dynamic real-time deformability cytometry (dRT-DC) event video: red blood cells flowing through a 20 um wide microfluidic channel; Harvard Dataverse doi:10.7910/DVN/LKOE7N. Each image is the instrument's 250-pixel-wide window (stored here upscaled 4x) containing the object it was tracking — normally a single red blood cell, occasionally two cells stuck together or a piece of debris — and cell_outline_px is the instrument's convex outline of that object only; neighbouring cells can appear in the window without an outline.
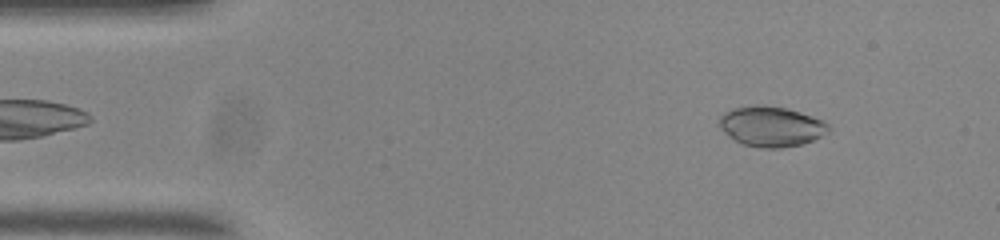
{"species": "common noctule bat (a hibernating species)", "species_latin": "Nyctalus noctula", "temperature_condition": "room temperature", "stored_images_in_passage": 54, "camera_frame_rate_fps": 3000, "um_per_image_px": 0.085, "animal": {"sex": "male", "body_mass_g": 20.0, "forearm_length_mm": 53.3}, "frame": {"image": 1, "passage_image": 6, "time_ms": 1.667, "image_size_px": [1000, 240], "cell_outline_px": [[824, 124], [816, 136], [800, 144], [748, 144], [732, 136], [724, 128], [724, 116], [728, 112], [740, 108], [780, 108], [796, 112], [808, 116]], "centroid_in_image_um": [65.52, 10.72], "position_along_channel_um": 19.5, "area_um2": 21.1}}
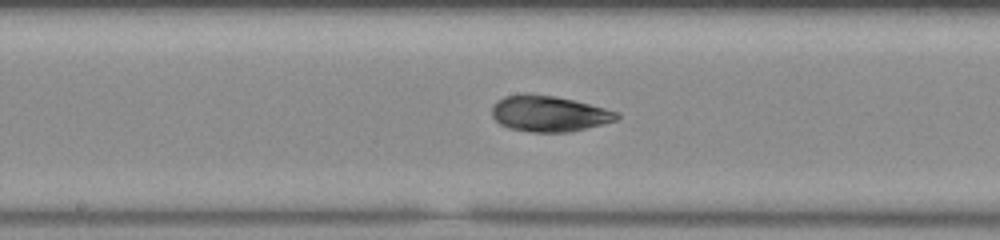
{"frame": {"image": 2, "passage_image": 27, "time_ms": 8.667, "image_size_px": [1000, 240], "cell_outline_px": [[620, 116], [612, 120], [580, 128], [560, 132], [540, 132], [512, 128], [496, 120], [492, 112], [492, 108], [500, 100], [508, 96], [552, 96], [572, 100], [616, 112]], "centroid_in_image_um": [46.64, 9.67], "position_along_channel_um": 201.6, "area_um2": 23.99}}
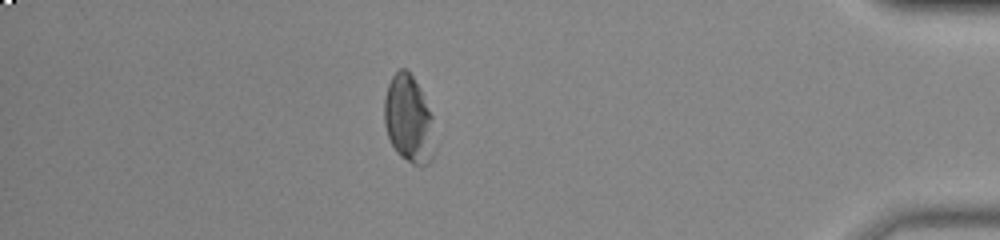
{"frame": {"image": 3, "passage_image": 47, "time_ms": 15.333, "image_size_px": [1000, 240], "cell_outline_px": [[432, 116], [412, 160], [408, 160], [392, 144], [388, 136], [384, 120], [384, 104], [388, 88], [392, 76], [400, 68], [404, 68], [412, 76]], "centroid_in_image_um": [34.46, 9.67], "position_along_channel_um": 400.7, "area_um2": 20.58}, "authors_computed_cell_mechanics": {"area_um2": 22.2241, "velocity_mm_per_s": 3.6932, "shape_relaxation_time_tau1_ms": null, "shape_relaxation_time_tau2_ms": 1.7369, "deformation_change_tau1": null, "deformation_change_tau2": 0.066}}